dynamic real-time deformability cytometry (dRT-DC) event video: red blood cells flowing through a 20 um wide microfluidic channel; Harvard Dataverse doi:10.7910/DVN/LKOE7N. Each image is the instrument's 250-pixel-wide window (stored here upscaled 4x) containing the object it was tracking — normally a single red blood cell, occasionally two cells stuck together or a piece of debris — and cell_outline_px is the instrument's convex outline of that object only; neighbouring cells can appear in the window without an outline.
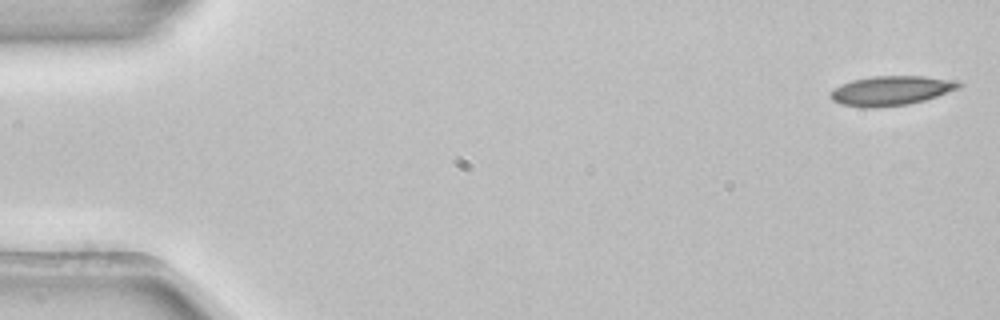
{"species": "common noctule bat (a hibernating species)", "species_latin": "Nyctalus noctula", "temperature_condition": "room temperature", "stored_images_in_passage": 4, "camera_frame_rate_fps": 3000, "um_per_image_px": 0.085, "animal": {"sex": "female", "body_mass_g": 22.7, "forearm_length_mm": 54.2}, "frame": {"image": 1, "passage_image": 1, "time_ms": 0.0, "image_size_px": [1000, 320], "cell_outline_px": [[964, 84], [960, 88], [924, 100], [908, 104], [876, 108], [864, 108], [840, 104], [832, 100], [828, 96], [832, 88], [840, 84], [852, 80], [872, 76], [924, 76], [956, 80]], "centroid_in_image_um": [75.7, 7.7], "position_along_channel_um": 9.3, "area_um2": 22.37}}
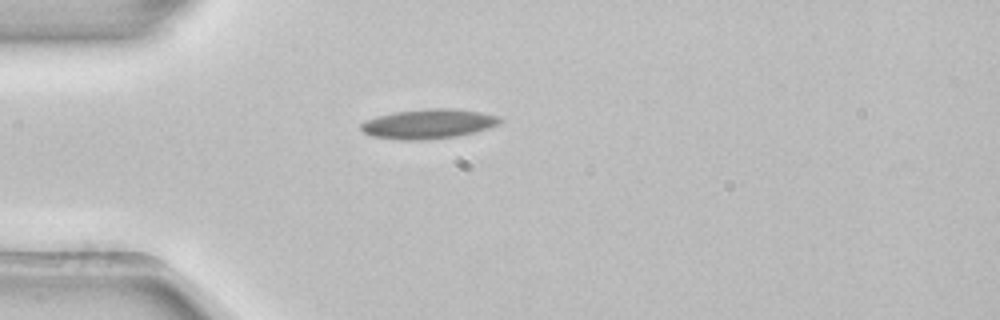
{"frame": {"image": 2, "passage_image": 4, "time_ms": 1.0, "image_size_px": [1000, 320], "cell_outline_px": [[500, 120], [496, 124], [488, 128], [476, 132], [456, 136], [420, 140], [400, 140], [372, 136], [364, 132], [360, 128], [360, 124], [364, 120], [376, 116], [392, 112], [428, 108], [452, 108], [480, 112], [500, 116]], "centroid_in_image_um": [36.36, 10.52], "position_along_channel_um": 48.6, "area_um2": 23.99}}